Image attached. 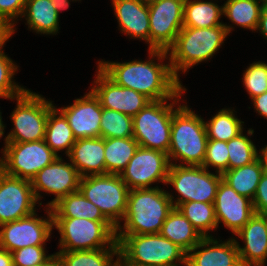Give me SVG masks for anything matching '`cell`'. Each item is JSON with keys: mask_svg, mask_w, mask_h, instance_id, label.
Instances as JSON below:
<instances>
[{"mask_svg": "<svg viewBox=\"0 0 267 266\" xmlns=\"http://www.w3.org/2000/svg\"><path fill=\"white\" fill-rule=\"evenodd\" d=\"M228 155L227 142L209 139L202 166L206 169L214 167L216 172L222 174L228 170Z\"/></svg>", "mask_w": 267, "mask_h": 266, "instance_id": "cell-39", "label": "cell"}, {"mask_svg": "<svg viewBox=\"0 0 267 266\" xmlns=\"http://www.w3.org/2000/svg\"><path fill=\"white\" fill-rule=\"evenodd\" d=\"M233 29L231 24L225 23L224 26L211 28L183 27L174 45L167 51L174 76L180 81L179 72H188L194 65L207 62L222 47Z\"/></svg>", "mask_w": 267, "mask_h": 266, "instance_id": "cell-3", "label": "cell"}, {"mask_svg": "<svg viewBox=\"0 0 267 266\" xmlns=\"http://www.w3.org/2000/svg\"><path fill=\"white\" fill-rule=\"evenodd\" d=\"M215 1L185 0L183 12V27L211 28L224 26L221 21L223 6Z\"/></svg>", "mask_w": 267, "mask_h": 266, "instance_id": "cell-26", "label": "cell"}, {"mask_svg": "<svg viewBox=\"0 0 267 266\" xmlns=\"http://www.w3.org/2000/svg\"><path fill=\"white\" fill-rule=\"evenodd\" d=\"M44 140L58 157L61 150L68 156L76 141L67 119L56 106L49 111Z\"/></svg>", "mask_w": 267, "mask_h": 266, "instance_id": "cell-28", "label": "cell"}, {"mask_svg": "<svg viewBox=\"0 0 267 266\" xmlns=\"http://www.w3.org/2000/svg\"><path fill=\"white\" fill-rule=\"evenodd\" d=\"M185 91L184 87L173 98L150 101L133 117V138L139 146L168 154L173 113Z\"/></svg>", "mask_w": 267, "mask_h": 266, "instance_id": "cell-6", "label": "cell"}, {"mask_svg": "<svg viewBox=\"0 0 267 266\" xmlns=\"http://www.w3.org/2000/svg\"><path fill=\"white\" fill-rule=\"evenodd\" d=\"M263 5L260 0H228L222 5L223 15L233 25L257 32Z\"/></svg>", "mask_w": 267, "mask_h": 266, "instance_id": "cell-31", "label": "cell"}, {"mask_svg": "<svg viewBox=\"0 0 267 266\" xmlns=\"http://www.w3.org/2000/svg\"><path fill=\"white\" fill-rule=\"evenodd\" d=\"M127 266H151V265H127Z\"/></svg>", "mask_w": 267, "mask_h": 266, "instance_id": "cell-54", "label": "cell"}, {"mask_svg": "<svg viewBox=\"0 0 267 266\" xmlns=\"http://www.w3.org/2000/svg\"><path fill=\"white\" fill-rule=\"evenodd\" d=\"M140 1H142L143 3L149 4L157 0H140Z\"/></svg>", "mask_w": 267, "mask_h": 266, "instance_id": "cell-53", "label": "cell"}, {"mask_svg": "<svg viewBox=\"0 0 267 266\" xmlns=\"http://www.w3.org/2000/svg\"><path fill=\"white\" fill-rule=\"evenodd\" d=\"M110 266H127V265L120 257H116V260Z\"/></svg>", "mask_w": 267, "mask_h": 266, "instance_id": "cell-50", "label": "cell"}, {"mask_svg": "<svg viewBox=\"0 0 267 266\" xmlns=\"http://www.w3.org/2000/svg\"><path fill=\"white\" fill-rule=\"evenodd\" d=\"M221 242V243H220ZM198 250V251H197ZM186 266H243L234 237L218 241L214 236L202 240L187 253Z\"/></svg>", "mask_w": 267, "mask_h": 266, "instance_id": "cell-20", "label": "cell"}, {"mask_svg": "<svg viewBox=\"0 0 267 266\" xmlns=\"http://www.w3.org/2000/svg\"><path fill=\"white\" fill-rule=\"evenodd\" d=\"M177 208L202 237H212L210 231L218 228L214 203L191 201L184 202Z\"/></svg>", "mask_w": 267, "mask_h": 266, "instance_id": "cell-32", "label": "cell"}, {"mask_svg": "<svg viewBox=\"0 0 267 266\" xmlns=\"http://www.w3.org/2000/svg\"><path fill=\"white\" fill-rule=\"evenodd\" d=\"M0 266H14L11 253L0 247Z\"/></svg>", "mask_w": 267, "mask_h": 266, "instance_id": "cell-46", "label": "cell"}, {"mask_svg": "<svg viewBox=\"0 0 267 266\" xmlns=\"http://www.w3.org/2000/svg\"><path fill=\"white\" fill-rule=\"evenodd\" d=\"M45 245L28 246L11 252L14 266H41L52 255H47Z\"/></svg>", "mask_w": 267, "mask_h": 266, "instance_id": "cell-40", "label": "cell"}, {"mask_svg": "<svg viewBox=\"0 0 267 266\" xmlns=\"http://www.w3.org/2000/svg\"><path fill=\"white\" fill-rule=\"evenodd\" d=\"M263 4H267V0H260Z\"/></svg>", "mask_w": 267, "mask_h": 266, "instance_id": "cell-55", "label": "cell"}, {"mask_svg": "<svg viewBox=\"0 0 267 266\" xmlns=\"http://www.w3.org/2000/svg\"><path fill=\"white\" fill-rule=\"evenodd\" d=\"M37 203L30 180L0 171V225L31 215Z\"/></svg>", "mask_w": 267, "mask_h": 266, "instance_id": "cell-16", "label": "cell"}, {"mask_svg": "<svg viewBox=\"0 0 267 266\" xmlns=\"http://www.w3.org/2000/svg\"><path fill=\"white\" fill-rule=\"evenodd\" d=\"M63 266H110L119 257V248H100L97 250L58 251Z\"/></svg>", "mask_w": 267, "mask_h": 266, "instance_id": "cell-34", "label": "cell"}, {"mask_svg": "<svg viewBox=\"0 0 267 266\" xmlns=\"http://www.w3.org/2000/svg\"><path fill=\"white\" fill-rule=\"evenodd\" d=\"M79 191L96 205L103 216L116 228L126 212L129 188L120 174L81 177Z\"/></svg>", "mask_w": 267, "mask_h": 266, "instance_id": "cell-9", "label": "cell"}, {"mask_svg": "<svg viewBox=\"0 0 267 266\" xmlns=\"http://www.w3.org/2000/svg\"><path fill=\"white\" fill-rule=\"evenodd\" d=\"M259 151L258 158L261 161L264 171L267 172V145Z\"/></svg>", "mask_w": 267, "mask_h": 266, "instance_id": "cell-49", "label": "cell"}, {"mask_svg": "<svg viewBox=\"0 0 267 266\" xmlns=\"http://www.w3.org/2000/svg\"><path fill=\"white\" fill-rule=\"evenodd\" d=\"M53 227L59 234V251L97 250L119 248L116 228L109 221L85 218H53Z\"/></svg>", "mask_w": 267, "mask_h": 266, "instance_id": "cell-7", "label": "cell"}, {"mask_svg": "<svg viewBox=\"0 0 267 266\" xmlns=\"http://www.w3.org/2000/svg\"><path fill=\"white\" fill-rule=\"evenodd\" d=\"M57 157L45 140L9 142L3 157L0 158L1 170L7 175L31 181Z\"/></svg>", "mask_w": 267, "mask_h": 266, "instance_id": "cell-11", "label": "cell"}, {"mask_svg": "<svg viewBox=\"0 0 267 266\" xmlns=\"http://www.w3.org/2000/svg\"><path fill=\"white\" fill-rule=\"evenodd\" d=\"M242 80L251 99L267 92V63L259 60L247 66Z\"/></svg>", "mask_w": 267, "mask_h": 266, "instance_id": "cell-38", "label": "cell"}, {"mask_svg": "<svg viewBox=\"0 0 267 266\" xmlns=\"http://www.w3.org/2000/svg\"><path fill=\"white\" fill-rule=\"evenodd\" d=\"M215 216L217 226L223 223L224 227L235 235L255 214L252 200L239 195L223 180L219 183L215 201Z\"/></svg>", "mask_w": 267, "mask_h": 266, "instance_id": "cell-18", "label": "cell"}, {"mask_svg": "<svg viewBox=\"0 0 267 266\" xmlns=\"http://www.w3.org/2000/svg\"><path fill=\"white\" fill-rule=\"evenodd\" d=\"M97 71L90 89L103 108L134 117L151 101L142 93L117 85L99 67Z\"/></svg>", "mask_w": 267, "mask_h": 266, "instance_id": "cell-17", "label": "cell"}, {"mask_svg": "<svg viewBox=\"0 0 267 266\" xmlns=\"http://www.w3.org/2000/svg\"><path fill=\"white\" fill-rule=\"evenodd\" d=\"M234 238L243 266H264L267 258V224L261 214L253 217L235 234Z\"/></svg>", "mask_w": 267, "mask_h": 266, "instance_id": "cell-21", "label": "cell"}, {"mask_svg": "<svg viewBox=\"0 0 267 266\" xmlns=\"http://www.w3.org/2000/svg\"><path fill=\"white\" fill-rule=\"evenodd\" d=\"M41 266H63V261L57 253H54L43 265Z\"/></svg>", "mask_w": 267, "mask_h": 266, "instance_id": "cell-48", "label": "cell"}, {"mask_svg": "<svg viewBox=\"0 0 267 266\" xmlns=\"http://www.w3.org/2000/svg\"><path fill=\"white\" fill-rule=\"evenodd\" d=\"M18 65L8 57L3 50L0 51V98L13 99L21 95L26 89L18 85L14 79Z\"/></svg>", "mask_w": 267, "mask_h": 266, "instance_id": "cell-37", "label": "cell"}, {"mask_svg": "<svg viewBox=\"0 0 267 266\" xmlns=\"http://www.w3.org/2000/svg\"><path fill=\"white\" fill-rule=\"evenodd\" d=\"M208 140L204 119L188 105H181L172 117L168 151L170 164L179 160V165L202 166Z\"/></svg>", "mask_w": 267, "mask_h": 266, "instance_id": "cell-4", "label": "cell"}, {"mask_svg": "<svg viewBox=\"0 0 267 266\" xmlns=\"http://www.w3.org/2000/svg\"><path fill=\"white\" fill-rule=\"evenodd\" d=\"M52 4L56 8V11L59 15V13L63 10H66L67 8L70 7V2L71 0H51ZM72 1H79V0H72Z\"/></svg>", "mask_w": 267, "mask_h": 266, "instance_id": "cell-47", "label": "cell"}, {"mask_svg": "<svg viewBox=\"0 0 267 266\" xmlns=\"http://www.w3.org/2000/svg\"><path fill=\"white\" fill-rule=\"evenodd\" d=\"M12 36L13 28L6 21L0 19V51Z\"/></svg>", "mask_w": 267, "mask_h": 266, "instance_id": "cell-44", "label": "cell"}, {"mask_svg": "<svg viewBox=\"0 0 267 266\" xmlns=\"http://www.w3.org/2000/svg\"><path fill=\"white\" fill-rule=\"evenodd\" d=\"M255 111L262 117L267 119V92H264L251 99Z\"/></svg>", "mask_w": 267, "mask_h": 266, "instance_id": "cell-43", "label": "cell"}, {"mask_svg": "<svg viewBox=\"0 0 267 266\" xmlns=\"http://www.w3.org/2000/svg\"><path fill=\"white\" fill-rule=\"evenodd\" d=\"M23 17L28 28L38 34L56 35L59 31V15L51 0H26Z\"/></svg>", "mask_w": 267, "mask_h": 266, "instance_id": "cell-25", "label": "cell"}, {"mask_svg": "<svg viewBox=\"0 0 267 266\" xmlns=\"http://www.w3.org/2000/svg\"><path fill=\"white\" fill-rule=\"evenodd\" d=\"M53 218H85L93 221H108L100 209L78 190L60 199L51 207Z\"/></svg>", "mask_w": 267, "mask_h": 266, "instance_id": "cell-27", "label": "cell"}, {"mask_svg": "<svg viewBox=\"0 0 267 266\" xmlns=\"http://www.w3.org/2000/svg\"><path fill=\"white\" fill-rule=\"evenodd\" d=\"M257 31L267 40V4H264L262 7Z\"/></svg>", "mask_w": 267, "mask_h": 266, "instance_id": "cell-45", "label": "cell"}, {"mask_svg": "<svg viewBox=\"0 0 267 266\" xmlns=\"http://www.w3.org/2000/svg\"><path fill=\"white\" fill-rule=\"evenodd\" d=\"M234 112V109L223 108L205 122L208 139L229 142L243 132L244 122Z\"/></svg>", "mask_w": 267, "mask_h": 266, "instance_id": "cell-33", "label": "cell"}, {"mask_svg": "<svg viewBox=\"0 0 267 266\" xmlns=\"http://www.w3.org/2000/svg\"><path fill=\"white\" fill-rule=\"evenodd\" d=\"M254 133L251 128L247 134L240 133L235 138L227 142L228 147V170L242 167L254 162L258 158V150L254 142L249 139ZM247 135V136H246Z\"/></svg>", "mask_w": 267, "mask_h": 266, "instance_id": "cell-35", "label": "cell"}, {"mask_svg": "<svg viewBox=\"0 0 267 266\" xmlns=\"http://www.w3.org/2000/svg\"><path fill=\"white\" fill-rule=\"evenodd\" d=\"M66 157L81 177L106 174L102 137L77 139Z\"/></svg>", "mask_w": 267, "mask_h": 266, "instance_id": "cell-23", "label": "cell"}, {"mask_svg": "<svg viewBox=\"0 0 267 266\" xmlns=\"http://www.w3.org/2000/svg\"><path fill=\"white\" fill-rule=\"evenodd\" d=\"M252 204L257 214L267 211V172L265 171L258 183Z\"/></svg>", "mask_w": 267, "mask_h": 266, "instance_id": "cell-42", "label": "cell"}, {"mask_svg": "<svg viewBox=\"0 0 267 266\" xmlns=\"http://www.w3.org/2000/svg\"><path fill=\"white\" fill-rule=\"evenodd\" d=\"M148 52L149 60L146 61L121 63L101 60L97 67L117 85L142 93L151 101L173 98L184 86L172 73L170 62H162L170 60L168 52L152 49Z\"/></svg>", "mask_w": 267, "mask_h": 266, "instance_id": "cell-1", "label": "cell"}, {"mask_svg": "<svg viewBox=\"0 0 267 266\" xmlns=\"http://www.w3.org/2000/svg\"><path fill=\"white\" fill-rule=\"evenodd\" d=\"M64 161L62 157H57L31 180L37 202L41 200V192L55 195V198L46 204L47 208H51L63 197L79 190L81 176L78 170L71 162Z\"/></svg>", "mask_w": 267, "mask_h": 266, "instance_id": "cell-15", "label": "cell"}, {"mask_svg": "<svg viewBox=\"0 0 267 266\" xmlns=\"http://www.w3.org/2000/svg\"><path fill=\"white\" fill-rule=\"evenodd\" d=\"M262 217L265 219L267 224V211L261 213Z\"/></svg>", "mask_w": 267, "mask_h": 266, "instance_id": "cell-52", "label": "cell"}, {"mask_svg": "<svg viewBox=\"0 0 267 266\" xmlns=\"http://www.w3.org/2000/svg\"><path fill=\"white\" fill-rule=\"evenodd\" d=\"M160 234L177 244L186 253L192 250L203 238L176 207L170 211L165 219Z\"/></svg>", "mask_w": 267, "mask_h": 266, "instance_id": "cell-24", "label": "cell"}, {"mask_svg": "<svg viewBox=\"0 0 267 266\" xmlns=\"http://www.w3.org/2000/svg\"><path fill=\"white\" fill-rule=\"evenodd\" d=\"M58 110L67 119L76 140L100 137L102 106L92 91L75 99L72 105Z\"/></svg>", "mask_w": 267, "mask_h": 266, "instance_id": "cell-19", "label": "cell"}, {"mask_svg": "<svg viewBox=\"0 0 267 266\" xmlns=\"http://www.w3.org/2000/svg\"><path fill=\"white\" fill-rule=\"evenodd\" d=\"M25 2L26 0H0V19L6 21L13 28V34L19 20L18 17L22 18Z\"/></svg>", "mask_w": 267, "mask_h": 266, "instance_id": "cell-41", "label": "cell"}, {"mask_svg": "<svg viewBox=\"0 0 267 266\" xmlns=\"http://www.w3.org/2000/svg\"><path fill=\"white\" fill-rule=\"evenodd\" d=\"M138 142L133 138H105L104 157L106 174H120L134 156Z\"/></svg>", "mask_w": 267, "mask_h": 266, "instance_id": "cell-30", "label": "cell"}, {"mask_svg": "<svg viewBox=\"0 0 267 266\" xmlns=\"http://www.w3.org/2000/svg\"><path fill=\"white\" fill-rule=\"evenodd\" d=\"M170 166L167 153L139 146L120 176L129 190L153 188L155 182L166 184Z\"/></svg>", "mask_w": 267, "mask_h": 266, "instance_id": "cell-14", "label": "cell"}, {"mask_svg": "<svg viewBox=\"0 0 267 266\" xmlns=\"http://www.w3.org/2000/svg\"><path fill=\"white\" fill-rule=\"evenodd\" d=\"M222 174L212 173L203 166L179 165L170 166L166 185H172L178 192L176 200L168 193L174 207L184 202L198 201L214 203Z\"/></svg>", "mask_w": 267, "mask_h": 266, "instance_id": "cell-10", "label": "cell"}, {"mask_svg": "<svg viewBox=\"0 0 267 266\" xmlns=\"http://www.w3.org/2000/svg\"><path fill=\"white\" fill-rule=\"evenodd\" d=\"M120 31L129 38L149 44L150 23L148 4L140 0H111Z\"/></svg>", "mask_w": 267, "mask_h": 266, "instance_id": "cell-22", "label": "cell"}, {"mask_svg": "<svg viewBox=\"0 0 267 266\" xmlns=\"http://www.w3.org/2000/svg\"><path fill=\"white\" fill-rule=\"evenodd\" d=\"M173 208L168 191L161 186L129 190L124 224L116 227V235L160 233Z\"/></svg>", "mask_w": 267, "mask_h": 266, "instance_id": "cell-2", "label": "cell"}, {"mask_svg": "<svg viewBox=\"0 0 267 266\" xmlns=\"http://www.w3.org/2000/svg\"><path fill=\"white\" fill-rule=\"evenodd\" d=\"M185 0H157L148 4L149 47L152 50L168 51L183 28Z\"/></svg>", "mask_w": 267, "mask_h": 266, "instance_id": "cell-12", "label": "cell"}, {"mask_svg": "<svg viewBox=\"0 0 267 266\" xmlns=\"http://www.w3.org/2000/svg\"><path fill=\"white\" fill-rule=\"evenodd\" d=\"M100 121V137L104 139L133 137V117L131 116L102 107Z\"/></svg>", "mask_w": 267, "mask_h": 266, "instance_id": "cell-36", "label": "cell"}, {"mask_svg": "<svg viewBox=\"0 0 267 266\" xmlns=\"http://www.w3.org/2000/svg\"><path fill=\"white\" fill-rule=\"evenodd\" d=\"M45 210L47 218L38 217L35 211L27 217L0 225V247L11 253L28 246L44 245L49 241L54 228L53 215L51 208L46 207Z\"/></svg>", "mask_w": 267, "mask_h": 266, "instance_id": "cell-13", "label": "cell"}, {"mask_svg": "<svg viewBox=\"0 0 267 266\" xmlns=\"http://www.w3.org/2000/svg\"><path fill=\"white\" fill-rule=\"evenodd\" d=\"M12 100L17 102L10 116L14 128L4 138L5 145L1 150L2 156L9 142L23 143L44 140L49 111L54 107L51 100L48 101L42 95L29 89Z\"/></svg>", "mask_w": 267, "mask_h": 266, "instance_id": "cell-8", "label": "cell"}, {"mask_svg": "<svg viewBox=\"0 0 267 266\" xmlns=\"http://www.w3.org/2000/svg\"><path fill=\"white\" fill-rule=\"evenodd\" d=\"M2 113L0 112V138L3 137L4 133H5V125L3 124V121H2Z\"/></svg>", "mask_w": 267, "mask_h": 266, "instance_id": "cell-51", "label": "cell"}, {"mask_svg": "<svg viewBox=\"0 0 267 266\" xmlns=\"http://www.w3.org/2000/svg\"><path fill=\"white\" fill-rule=\"evenodd\" d=\"M264 173L259 158L254 162L222 173V180L232 187L239 195L253 200L258 183Z\"/></svg>", "mask_w": 267, "mask_h": 266, "instance_id": "cell-29", "label": "cell"}, {"mask_svg": "<svg viewBox=\"0 0 267 266\" xmlns=\"http://www.w3.org/2000/svg\"><path fill=\"white\" fill-rule=\"evenodd\" d=\"M116 240L126 265L186 266L187 253L160 233L116 235Z\"/></svg>", "mask_w": 267, "mask_h": 266, "instance_id": "cell-5", "label": "cell"}]
</instances>
